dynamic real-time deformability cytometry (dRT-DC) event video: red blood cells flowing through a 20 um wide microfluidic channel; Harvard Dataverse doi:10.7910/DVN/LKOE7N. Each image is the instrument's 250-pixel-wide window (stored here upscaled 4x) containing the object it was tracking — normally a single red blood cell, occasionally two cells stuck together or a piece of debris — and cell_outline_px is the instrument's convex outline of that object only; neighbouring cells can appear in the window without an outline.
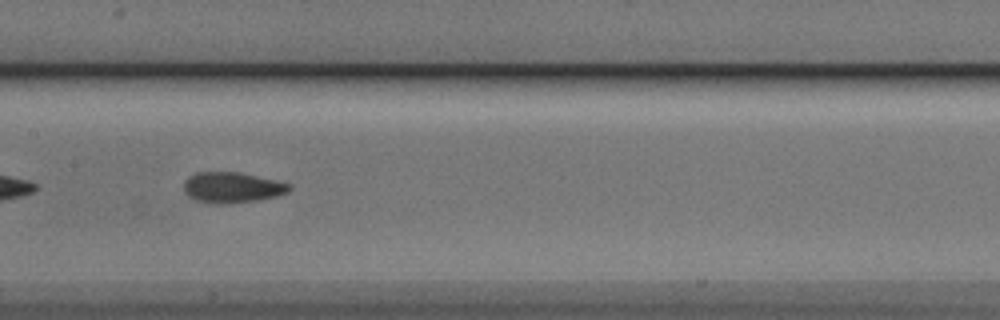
{"species": "Egyptian fruit bat (a non-hibernating species)", "species_latin": "Rousettus aegyptiacus", "temperature_condition": "cold", "stored_images_in_passage": 37, "camera_frame_rate_fps": 3000, "um_per_image_px": 0.085, "animal": {"sex": "male"}, "frame": {"image": 1, "passage_image": 11, "time_ms": 3.333, "image_size_px": [1000, 320], "cell_outline_px": [[292, 188], [288, 192], [276, 196], [256, 200], [228, 204], [216, 204], [196, 200], [188, 196], [184, 192], [184, 180], [188, 176], [196, 172], [240, 172], [276, 180], [292, 184]], "centroid_in_image_um": [19.72, 15.93], "position_along_channel_um": 187.7, "area_um2": 19.02}}
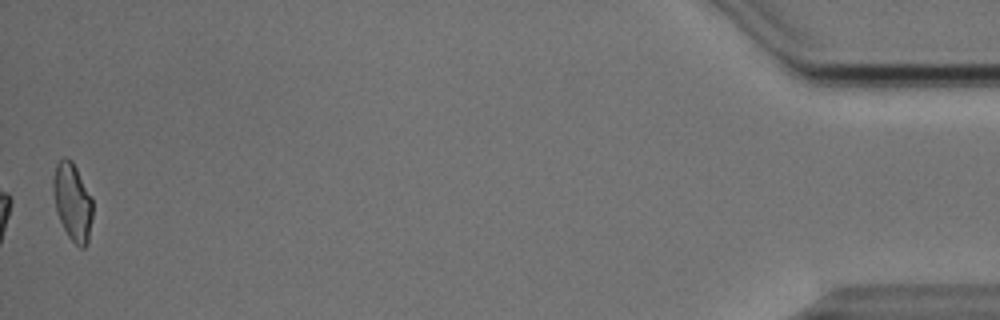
{"frame": {"image": 2, "passage_image": 37, "time_ms": 12.0, "image_size_px": [1000, 320], "cell_outline_px": [[92, 216], [88, 244], [84, 248], [80, 248], [68, 236], [56, 212], [52, 192], [52, 180], [56, 164], [64, 156], [72, 160], [92, 196]], "centroid_in_image_um": [6.16, 17.14], "position_along_channel_um": 429.0, "area_um2": 18.09}, "authors_computed_cell_mechanics": {"area_um2": 18.4382, "velocity_mm_per_s": 3.8426, "shape_relaxation_time_tau1_ms": 3.2859, "shape_relaxation_time_tau2_ms": 2.117, "deformation_change_tau1": 0.1363, "deformation_change_tau2": 0.073}}